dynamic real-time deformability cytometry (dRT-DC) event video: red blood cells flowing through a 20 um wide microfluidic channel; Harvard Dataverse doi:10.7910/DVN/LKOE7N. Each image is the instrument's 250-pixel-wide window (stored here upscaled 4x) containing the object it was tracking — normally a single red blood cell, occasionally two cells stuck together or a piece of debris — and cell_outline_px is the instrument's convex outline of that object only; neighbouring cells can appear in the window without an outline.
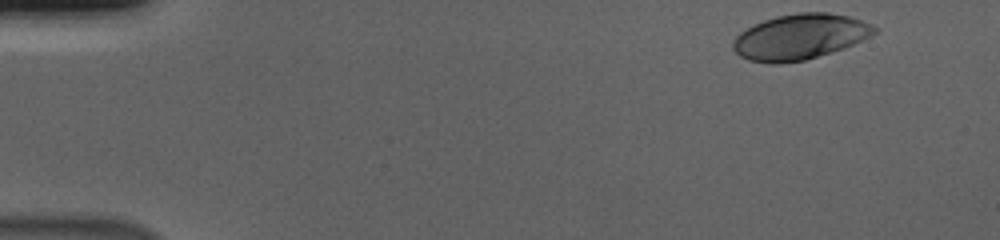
{"species": "human", "species_latin": "Homo sapiens", "temperature_condition": "cold", "stored_images_in_passage": 11, "camera_frame_rate_fps": 3000, "um_per_image_px": 0.085, "donor": {"sex": "male"}, "frame": {"image": 1, "passage_image": 1, "time_ms": 0.0, "image_size_px": [1000, 240], "cell_outline_px": [[876, 32], [844, 48], [804, 60], [780, 64], [772, 64], [748, 60], [740, 56], [732, 48], [732, 44], [736, 36], [740, 32], [764, 20], [776, 16], [800, 12], [828, 12], [848, 16], [860, 20], [876, 28]], "centroid_in_image_um": [67.94, 3.13], "position_along_channel_um": 17.1, "area_um2": 36.99}}